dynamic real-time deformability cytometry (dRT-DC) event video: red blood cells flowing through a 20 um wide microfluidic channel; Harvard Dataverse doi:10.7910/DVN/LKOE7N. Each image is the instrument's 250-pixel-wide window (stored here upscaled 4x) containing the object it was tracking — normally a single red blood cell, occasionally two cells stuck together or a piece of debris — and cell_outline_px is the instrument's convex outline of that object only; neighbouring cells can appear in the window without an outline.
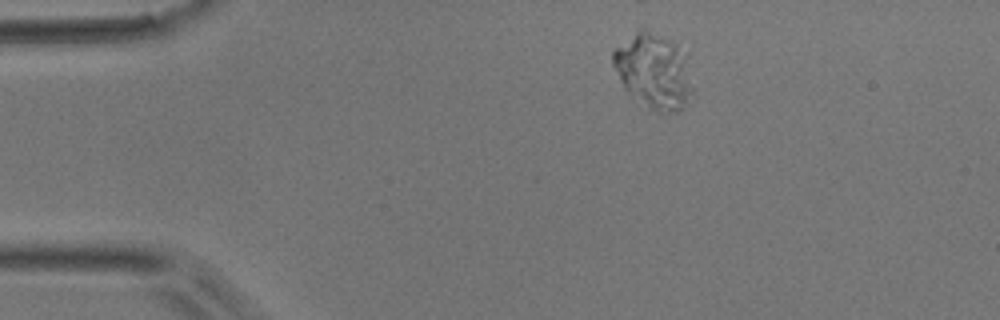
{"species": "common noctule bat (a hibernating species)", "species_latin": "Nyctalus noctula", "temperature_condition": "room temperature", "stored_images_in_passage": 57, "camera_frame_rate_fps": 3000, "um_per_image_px": 0.085, "animal": {"sex": "male", "body_mass_g": 17.9}, "frame": {"image": 1, "passage_image": 12, "time_ms": 3.667, "image_size_px": [1000, 320], "cell_outline_px": [[696, 96], [676, 112], [660, 112], [652, 108], [628, 92], [624, 88], [612, 64], [612, 52], [616, 48], [640, 28], [644, 28], [676, 44], [696, 92]], "centroid_in_image_um": [55.55, 6.07], "position_along_channel_um": 29.4, "area_um2": 33.87}}
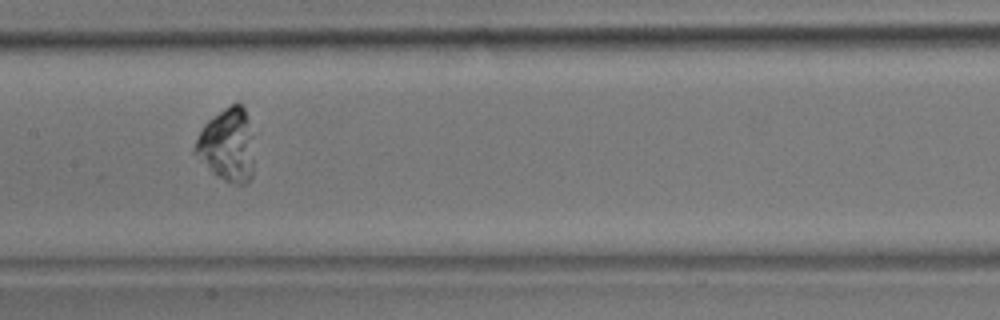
{"frame": {"image": 2, "passage_image": 29, "time_ms": 9.333, "image_size_px": [1000, 320], "cell_outline_px": [[252, 176], [244, 184], [236, 184], [224, 180], [216, 176], [192, 152], [192, 148], [204, 124], [208, 120], [224, 108], [236, 100], [244, 108], [248, 120], [252, 136]], "centroid_in_image_um": [19.29, 12.31], "position_along_channel_um": 188.1, "area_um2": 25.03}}
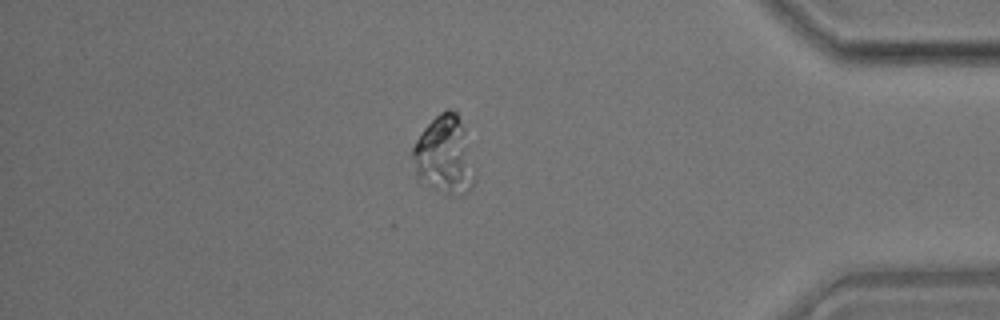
{"frame": {"image": 3, "passage_image": 49, "time_ms": 16.0, "image_size_px": [1000, 320], "cell_outline_px": [[472, 188], [468, 192], [444, 192], [432, 188], [416, 180], [412, 156], [412, 148], [416, 140], [424, 128], [440, 112], [448, 108], [456, 112], [460, 124], [472, 180]], "centroid_in_image_um": [37.61, 13.19], "position_along_channel_um": 397.6, "area_um2": 26.3}}